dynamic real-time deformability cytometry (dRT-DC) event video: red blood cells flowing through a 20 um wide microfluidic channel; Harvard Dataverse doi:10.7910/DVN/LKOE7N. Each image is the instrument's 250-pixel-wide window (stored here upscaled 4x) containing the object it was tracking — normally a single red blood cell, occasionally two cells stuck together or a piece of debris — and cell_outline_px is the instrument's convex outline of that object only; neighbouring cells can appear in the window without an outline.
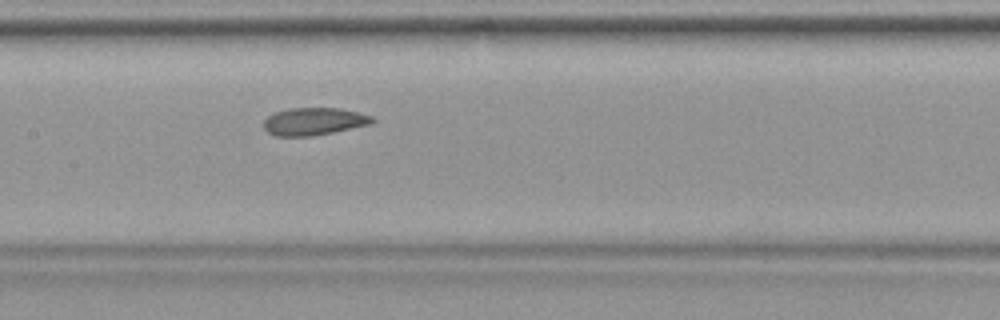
{"species": "common noctule bat (a hibernating species)", "species_latin": "Nyctalus noctula", "temperature_condition": "warm", "stored_images_in_passage": 31, "camera_frame_rate_fps": 3000, "um_per_image_px": 0.085, "animal": {"sex": "female", "body_mass_g": 19.9}, "frame": {"image": 1, "passage_image": 10, "time_ms": 3.0, "image_size_px": [1000, 320], "cell_outline_px": [[376, 120], [372, 124], [312, 136], [276, 136], [268, 132], [264, 128], [264, 120], [268, 116], [276, 112], [288, 108], [340, 108], [372, 116]], "centroid_in_image_um": [26.69, 10.32], "position_along_channel_um": 180.7, "area_um2": 17.34}}